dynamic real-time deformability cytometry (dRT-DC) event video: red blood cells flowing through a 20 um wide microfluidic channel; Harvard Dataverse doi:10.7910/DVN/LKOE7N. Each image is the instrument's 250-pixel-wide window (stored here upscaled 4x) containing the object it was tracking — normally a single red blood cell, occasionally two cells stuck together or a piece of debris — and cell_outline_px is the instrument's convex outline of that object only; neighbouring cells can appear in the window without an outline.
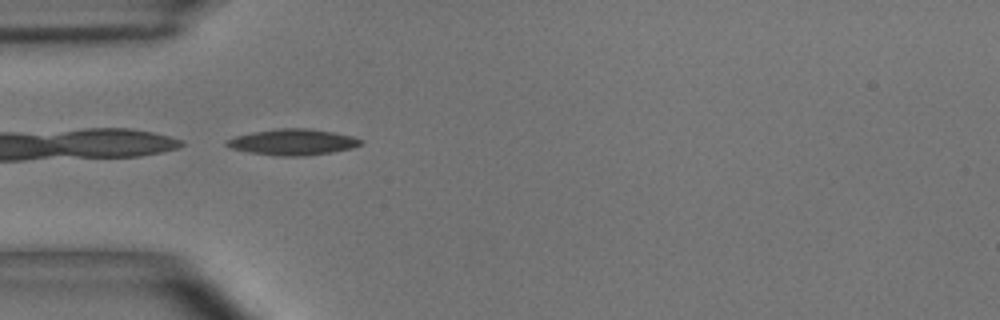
{"species": "common noctule bat (a hibernating species)", "species_latin": "Nyctalus noctula", "temperature_condition": "room temperature", "stored_images_in_passage": 39, "camera_frame_rate_fps": 3000, "um_per_image_px": 0.085, "animal": {"sex": "male", "body_mass_g": 15.6}, "frame": {"image": 1, "passage_image": 1, "time_ms": 0.0, "image_size_px": [1000, 320], "cell_outline_px": [[364, 144], [352, 148], [332, 152], [304, 156], [280, 156], [248, 152], [232, 148], [224, 144], [228, 140], [236, 136], [252, 132], [280, 128], [308, 128], [332, 132], [352, 136], [364, 140]], "centroid_in_image_um": [24.93, 12.08], "position_along_channel_um": 60.1, "area_um2": 20.29}}
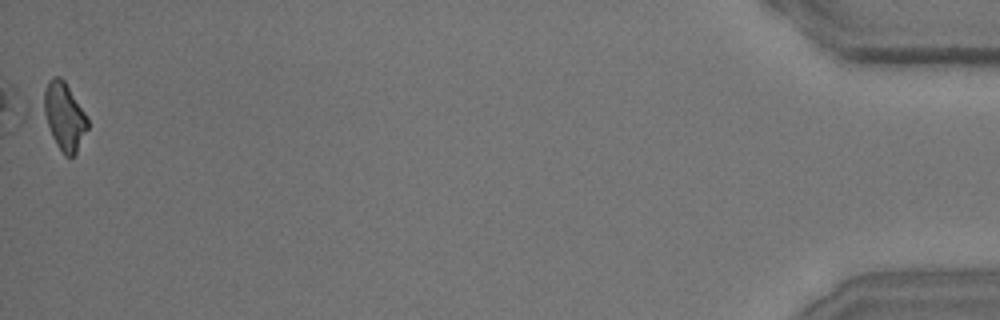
{"frame": {"image": 2, "passage_image": 39, "time_ms": 12.667, "image_size_px": [1000, 320], "cell_outline_px": [[88, 128], [76, 152], [72, 156], [64, 156], [56, 144], [36, 108], [44, 88], [48, 80], [52, 76], [60, 76], [64, 80], [84, 112], [88, 120]], "centroid_in_image_um": [5.32, 9.83], "position_along_channel_um": 429.9, "area_um2": 18.26}, "authors_computed_cell_mechanics": {"area_um2": 18.2648, "velocity_mm_per_s": 3.6606, "shape_relaxation_time_tau1_ms": 5.0782, "shape_relaxation_time_tau2_ms": 3.9266, "deformation_change_tau1": 0.1555, "deformation_change_tau2": 0.1253}}